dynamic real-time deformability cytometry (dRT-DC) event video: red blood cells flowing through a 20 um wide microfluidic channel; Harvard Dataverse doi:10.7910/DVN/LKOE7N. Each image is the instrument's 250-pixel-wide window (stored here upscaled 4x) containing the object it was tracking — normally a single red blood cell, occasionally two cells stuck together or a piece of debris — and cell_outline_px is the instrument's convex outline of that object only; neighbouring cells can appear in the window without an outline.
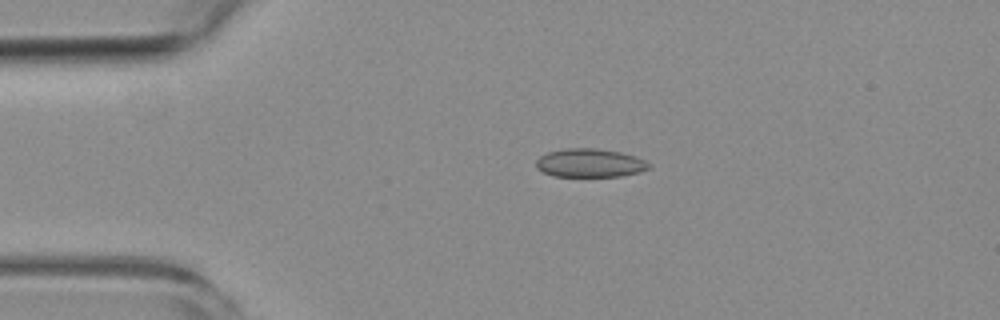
{"species": "common noctule bat (a hibernating species)", "species_latin": "Nyctalus noctula", "temperature_condition": "room temperature", "stored_images_in_passage": 5, "camera_frame_rate_fps": 3000, "um_per_image_px": 0.085, "animal": {"sex": "female", "body_mass_g": 19.3, "forearm_length_mm": 54.1}, "frame": {"image": 1, "passage_image": 4, "time_ms": 3.667, "image_size_px": [1000, 320], "cell_outline_px": [[648, 168], [640, 172], [620, 176], [552, 176], [536, 168], [536, 160], [540, 156], [548, 152], [564, 148], [596, 148], [620, 152], [644, 160], [648, 164]], "centroid_in_image_um": [50.08, 13.85], "position_along_channel_um": 34.9, "area_um2": 18.55}}